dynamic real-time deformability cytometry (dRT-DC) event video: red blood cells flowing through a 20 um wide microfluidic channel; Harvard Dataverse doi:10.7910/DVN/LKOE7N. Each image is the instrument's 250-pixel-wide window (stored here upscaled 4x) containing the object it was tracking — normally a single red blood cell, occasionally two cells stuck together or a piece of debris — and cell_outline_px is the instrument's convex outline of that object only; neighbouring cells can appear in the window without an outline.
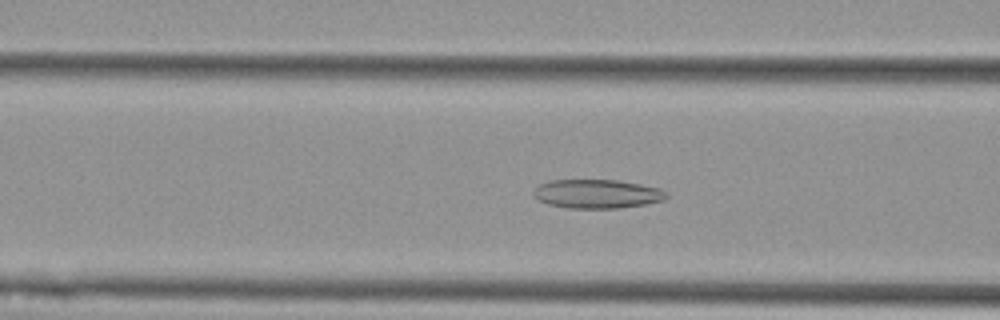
{"species": "Egyptian fruit bat (a non-hibernating species)", "species_latin": "Rousettus aegyptiacus", "temperature_condition": "cold", "stored_images_in_passage": 48, "camera_frame_rate_fps": 3000, "um_per_image_px": 0.085, "animal": {"sex": "female"}, "frame": {"image": 1, "passage_image": 14, "time_ms": 4.333, "image_size_px": [1000, 320], "cell_outline_px": [[668, 196], [664, 200], [644, 204], [620, 208], [568, 208], [548, 204], [532, 196], [532, 192], [540, 184], [552, 180], [616, 180], [640, 184], [660, 188]], "centroid_in_image_um": [50.73, 16.48], "position_along_channel_um": 115.9, "area_um2": 22.25}}
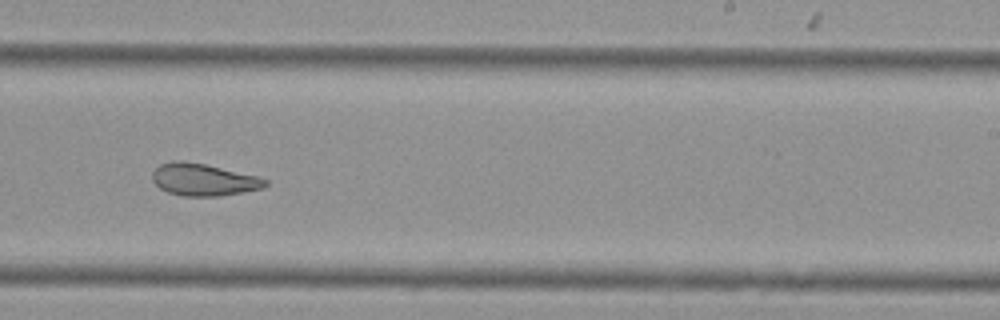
{"frame": {"image": 2, "passage_image": 27, "time_ms": 8.667, "image_size_px": [1000, 320], "cell_outline_px": [[268, 184], [264, 188], [220, 196], [184, 196], [168, 192], [160, 188], [152, 180], [152, 172], [160, 164], [172, 160], [180, 160], [204, 164], [256, 176], [268, 180]], "centroid_in_image_um": [17.28, 15.27], "position_along_channel_um": 271.7, "area_um2": 21.04}}
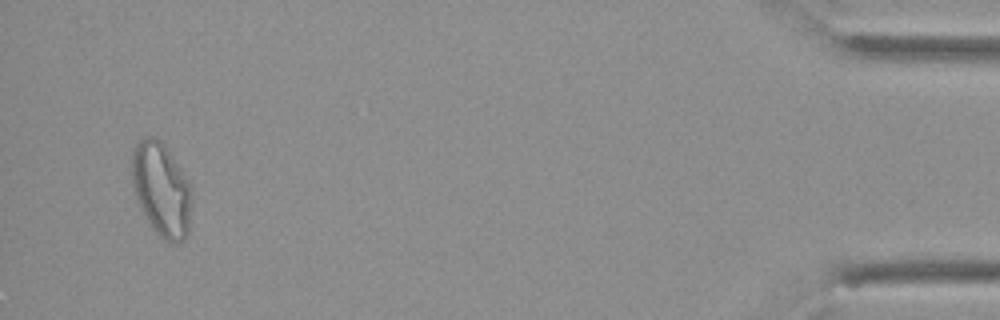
{"frame": {"image": 3, "passage_image": 46, "time_ms": 15.0, "image_size_px": [1000, 320], "cell_outline_px": [[192, 200], [188, 236], [184, 240], [176, 244], [172, 244], [164, 240], [148, 224], [136, 200], [132, 184], [132, 148], [140, 140], [148, 136], [156, 136], [164, 144], [188, 180], [192, 188]], "centroid_in_image_um": [13.73, 16.14], "position_along_channel_um": 421.5, "area_um2": 33.29}, "authors_computed_cell_mechanics": {"area_um2": 24.7095, "velocity_mm_per_s": 3.605, "shape_relaxation_time_tau1_ms": null, "shape_relaxation_time_tau2_ms": 3.7991, "deformation_change_tau1": null, "deformation_change_tau2": 0.1147}}